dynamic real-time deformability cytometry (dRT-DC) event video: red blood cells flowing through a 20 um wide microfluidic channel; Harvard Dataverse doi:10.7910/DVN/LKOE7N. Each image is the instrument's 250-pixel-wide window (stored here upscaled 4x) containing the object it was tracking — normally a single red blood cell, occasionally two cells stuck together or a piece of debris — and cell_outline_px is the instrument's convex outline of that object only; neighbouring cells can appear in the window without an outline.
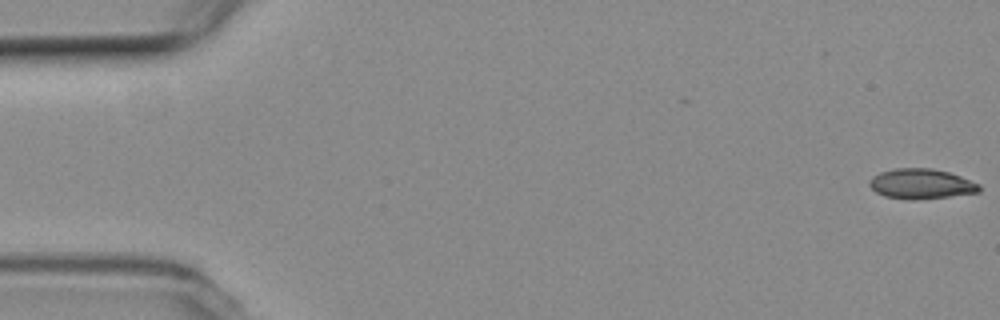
{"species": "common noctule bat (a hibernating species)", "species_latin": "Nyctalus noctula", "temperature_condition": "room temperature", "stored_images_in_passage": 12, "camera_frame_rate_fps": 3000, "um_per_image_px": 0.085, "animal": {"sex": "female", "body_mass_g": 19.3, "forearm_length_mm": 54.1}, "frame": {"image": 1, "passage_image": 1, "time_ms": 0.0, "image_size_px": [1000, 320], "cell_outline_px": [[980, 192], [916, 200], [912, 200], [884, 196], [876, 192], [868, 184], [872, 176], [880, 172], [896, 168], [932, 168], [948, 172], [960, 176], [980, 184]], "centroid_in_image_um": [78.29, 15.62], "position_along_channel_um": 6.7, "area_um2": 19.19}}